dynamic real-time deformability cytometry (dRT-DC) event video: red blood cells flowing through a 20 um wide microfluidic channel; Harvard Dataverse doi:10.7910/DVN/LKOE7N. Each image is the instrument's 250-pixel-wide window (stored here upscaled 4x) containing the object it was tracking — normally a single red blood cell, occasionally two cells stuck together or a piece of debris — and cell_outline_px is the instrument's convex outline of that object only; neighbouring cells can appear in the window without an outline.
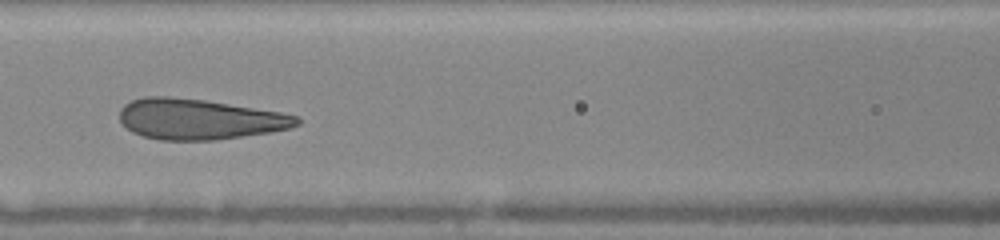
{"species": "human", "species_latin": "Homo sapiens", "temperature_condition": "warm", "stored_images_in_passage": 19, "camera_frame_rate_fps": 3000, "um_per_image_px": 0.085, "donor": {"sex": "female"}, "frame": {"image": 1, "passage_image": 11, "time_ms": 6.0, "image_size_px": [1000, 240], "cell_outline_px": [[300, 124], [288, 128], [272, 132], [216, 140], [160, 140], [144, 136], [132, 132], [120, 120], [120, 108], [124, 104], [132, 100], [144, 96], [168, 96], [204, 100], [280, 112], [300, 116]], "centroid_in_image_um": [16.94, 10.13], "position_along_channel_um": 149.7, "area_um2": 41.85}}
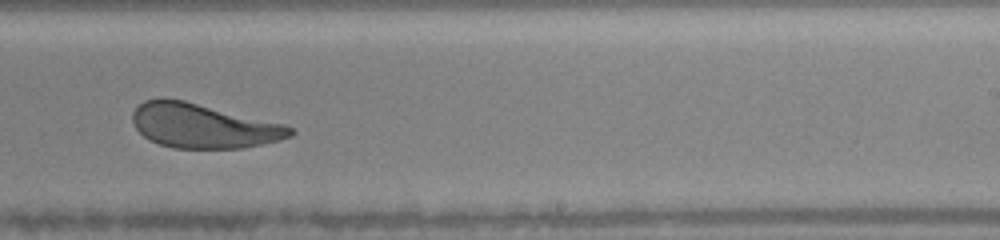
{"frame": {"image": 2, "passage_image": 14, "time_ms": 9.0, "image_size_px": [1000, 240], "cell_outline_px": [[296, 132], [292, 136], [260, 144], [240, 148], [172, 148], [148, 140], [136, 128], [132, 120], [132, 112], [144, 100], [184, 100], [284, 124], [292, 128]], "centroid_in_image_um": [17.26, 10.71], "position_along_channel_um": 271.7, "area_um2": 40.17}, "authors_computed_cell_mechanics": {"area_um2": 42.0784, "velocity_mm_per_s": 4.0915, "shape_relaxation_time_tau1_ms": 2.0719, "shape_relaxation_time_tau2_ms": null, "deformation_change_tau1": 0.0956, "deformation_change_tau2": null}}